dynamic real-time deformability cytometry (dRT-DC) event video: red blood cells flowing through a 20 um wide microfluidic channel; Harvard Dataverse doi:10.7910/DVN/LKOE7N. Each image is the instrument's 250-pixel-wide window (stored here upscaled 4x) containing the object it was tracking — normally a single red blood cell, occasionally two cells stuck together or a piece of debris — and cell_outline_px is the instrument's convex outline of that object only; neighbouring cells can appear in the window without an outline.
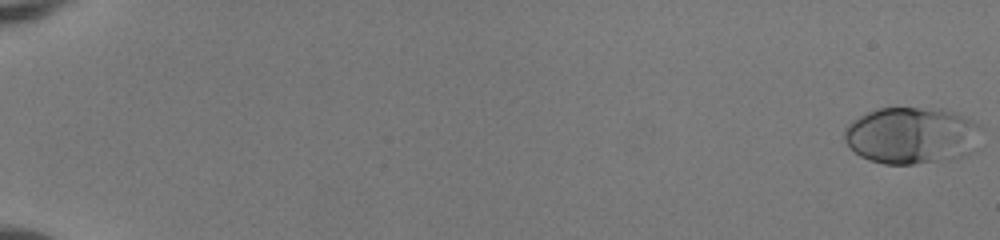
{"species": "human", "species_latin": "Homo sapiens", "temperature_condition": "room temperature", "stored_images_in_passage": 53, "camera_frame_rate_fps": 3000, "um_per_image_px": 0.085, "donor": {"sex": "female"}, "frame": {"image": 1, "passage_image": 1, "time_ms": 0.0, "image_size_px": [1000, 240], "cell_outline_px": [[980, 128], [972, 152], [964, 156], [952, 160], [912, 164], [884, 164], [868, 160], [860, 156], [844, 140], [844, 128], [852, 120], [868, 112], [880, 108], [940, 108], [964, 116], [972, 120]], "centroid_in_image_um": [77.46, 11.52], "position_along_channel_um": 7.5, "area_um2": 45.32}}
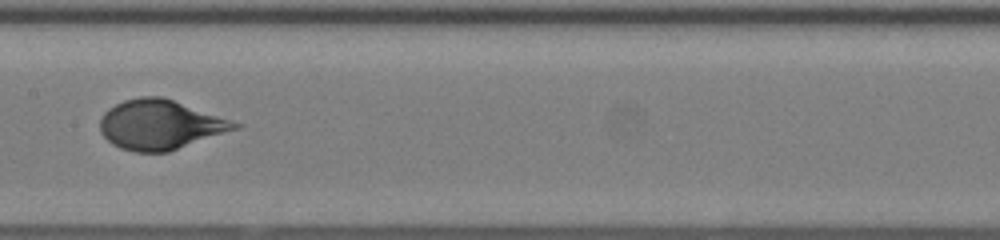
{"frame": {"image": 2, "passage_image": 30, "time_ms": 9.667, "image_size_px": [1000, 240], "cell_outline_px": [[244, 124], [240, 128], [168, 152], [136, 152], [120, 148], [112, 144], [100, 132], [100, 120], [104, 112], [108, 108], [124, 100], [140, 96], [164, 96]], "centroid_in_image_um": [13.64, 10.59], "position_along_channel_um": 193.8, "area_um2": 39.25}}
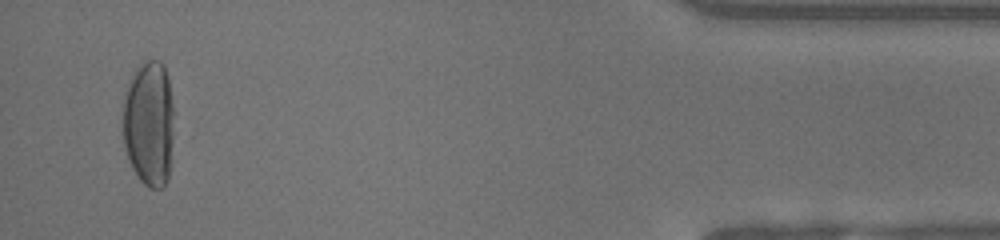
{"frame": {"image": 3, "passage_image": 51, "time_ms": 16.667, "image_size_px": [1000, 240], "cell_outline_px": [[172, 140], [168, 180], [160, 188], [148, 188], [140, 180], [132, 168], [128, 160], [124, 144], [124, 100], [128, 88], [140, 64], [148, 60], [160, 60], [164, 64], [168, 80], [172, 104]], "centroid_in_image_um": [12.67, 10.54], "position_along_channel_um": 422.5, "area_um2": 36.76}}